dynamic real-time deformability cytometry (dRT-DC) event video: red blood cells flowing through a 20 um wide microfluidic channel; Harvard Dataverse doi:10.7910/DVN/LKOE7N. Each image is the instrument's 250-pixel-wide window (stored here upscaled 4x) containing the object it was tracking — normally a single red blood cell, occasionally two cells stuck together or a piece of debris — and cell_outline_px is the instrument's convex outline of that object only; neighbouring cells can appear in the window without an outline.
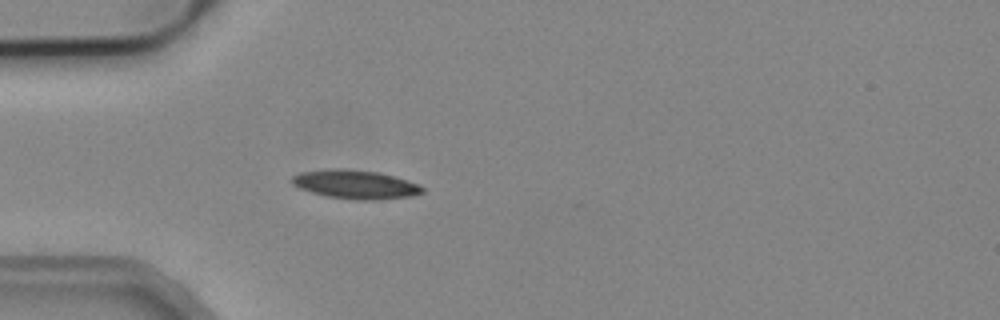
{"species": "common noctule bat (a hibernating species)", "species_latin": "Nyctalus noctula", "temperature_condition": "cold", "stored_images_in_passage": 4, "camera_frame_rate_fps": 3000, "um_per_image_px": 0.085, "animal": {"sex": "male", "body_mass_g": 19.2, "forearm_length_mm": 51.8}, "frame": {"image": 1, "passage_image": 4, "time_ms": 1.0, "image_size_px": [1000, 320], "cell_outline_px": [[424, 192], [408, 196], [376, 200], [356, 200], [328, 196], [312, 192], [300, 188], [292, 184], [288, 180], [292, 176], [300, 172], [340, 168], [344, 168], [380, 172], [416, 184], [424, 188]], "centroid_in_image_um": [30.15, 15.67], "position_along_channel_um": 54.9, "area_um2": 21.62}}